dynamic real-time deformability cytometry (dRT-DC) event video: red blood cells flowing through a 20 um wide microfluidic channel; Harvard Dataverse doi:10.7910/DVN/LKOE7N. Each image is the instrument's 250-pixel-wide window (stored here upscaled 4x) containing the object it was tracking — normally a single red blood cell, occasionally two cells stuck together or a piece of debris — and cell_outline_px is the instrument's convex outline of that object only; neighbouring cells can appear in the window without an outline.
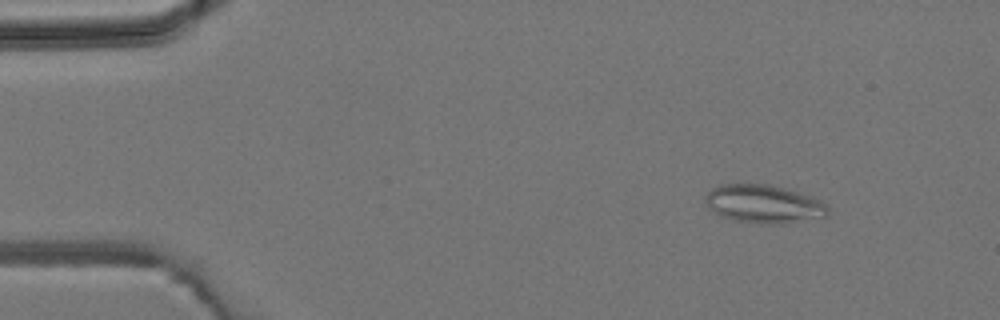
{"species": "common noctule bat (a hibernating species)", "species_latin": "Nyctalus noctula", "temperature_condition": "room temperature", "stored_images_in_passage": 4, "camera_frame_rate_fps": 3000, "um_per_image_px": 0.085, "animal": {"sex": "male", "body_mass_g": 19.2, "forearm_length_mm": 51.8}, "frame": {"image": 1, "passage_image": 1, "time_ms": 0.0, "image_size_px": [1000, 320], "cell_outline_px": [[828, 216], [784, 224], [760, 224], [736, 220], [720, 216], [708, 208], [704, 200], [704, 196], [712, 188], [720, 184], [768, 184], [812, 196], [828, 204]], "centroid_in_image_um": [64.91, 17.34], "position_along_channel_um": 20.1, "area_um2": 27.57}}
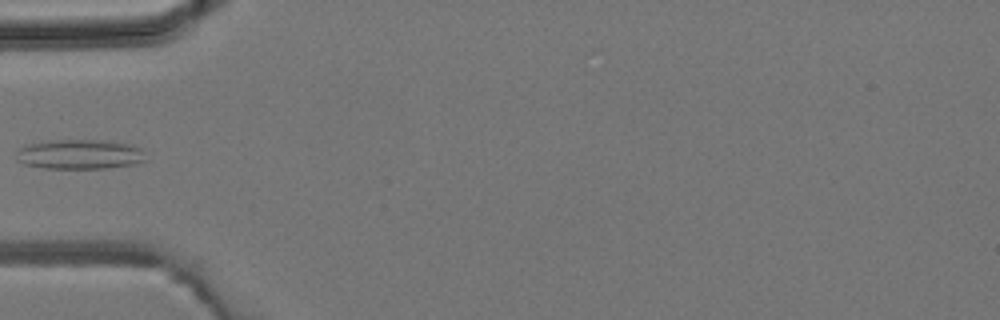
{"frame": {"image": 2, "passage_image": 4, "time_ms": 3.333, "image_size_px": [1000, 320], "cell_outline_px": [[148, 160], [136, 164], [104, 168], [44, 168], [24, 164], [16, 160], [16, 152], [24, 144], [48, 140], [104, 140], [132, 144], [140, 148]], "centroid_in_image_um": [6.77, 13.11], "position_along_channel_um": 78.2, "area_um2": 22.72}}